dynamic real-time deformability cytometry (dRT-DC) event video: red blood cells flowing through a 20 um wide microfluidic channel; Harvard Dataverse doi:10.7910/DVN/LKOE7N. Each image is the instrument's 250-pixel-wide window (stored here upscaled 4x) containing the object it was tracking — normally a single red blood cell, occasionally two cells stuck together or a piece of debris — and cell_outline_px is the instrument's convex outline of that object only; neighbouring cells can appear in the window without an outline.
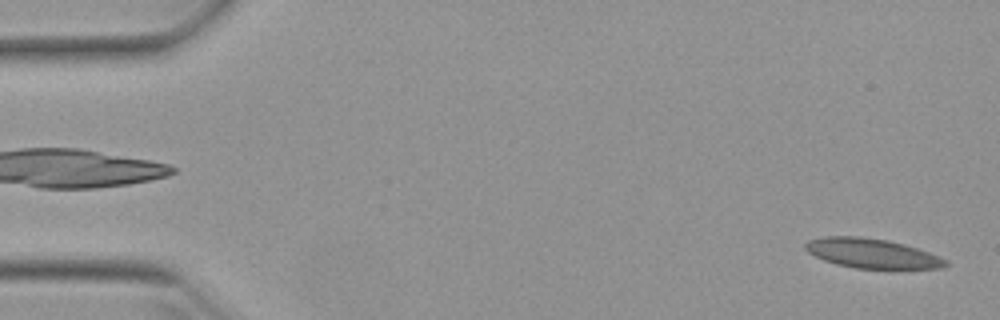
{"species": "Egyptian fruit bat (a non-hibernating species)", "species_latin": "Rousettus aegyptiacus", "temperature_condition": "warm", "stored_images_in_passage": 8, "camera_frame_rate_fps": 3000, "um_per_image_px": 0.085, "animal": {"sex": "female"}, "frame": {"image": 1, "passage_image": 1, "time_ms": 0.0, "image_size_px": [1000, 320], "cell_outline_px": [[948, 264], [944, 268], [856, 268], [836, 264], [824, 260], [808, 252], [804, 248], [804, 244], [808, 240], [824, 236], [860, 236], [888, 240], [904, 244], [928, 252], [948, 260]], "centroid_in_image_um": [74.09, 21.52], "position_along_channel_um": 10.9, "area_um2": 24.04}}